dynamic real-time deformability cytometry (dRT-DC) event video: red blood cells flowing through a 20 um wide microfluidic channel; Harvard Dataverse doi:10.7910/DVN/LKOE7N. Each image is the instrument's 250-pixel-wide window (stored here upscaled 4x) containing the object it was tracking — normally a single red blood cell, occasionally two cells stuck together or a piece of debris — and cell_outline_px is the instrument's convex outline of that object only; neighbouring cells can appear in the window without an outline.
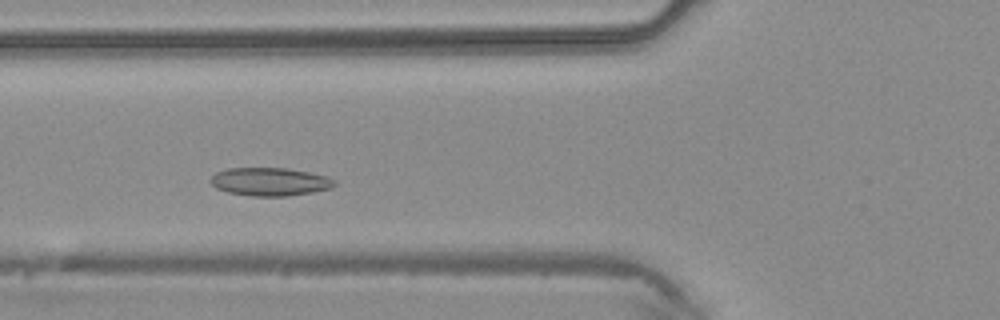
{"species": "common noctule bat (a hibernating species)", "species_latin": "Nyctalus noctula", "temperature_condition": "warm", "stored_images_in_passage": 4, "camera_frame_rate_fps": 3000, "um_per_image_px": 0.085, "animal": {"sex": "male", "body_mass_g": 20.4}, "frame": {"image": 1, "passage_image": 4, "time_ms": 1.0, "image_size_px": [1000, 320], "cell_outline_px": [[336, 184], [332, 188], [312, 192], [288, 196], [252, 196], [228, 192], [216, 188], [208, 180], [216, 172], [228, 168], [288, 168], [328, 176], [336, 180]], "centroid_in_image_um": [22.96, 15.44], "position_along_channel_um": 102.8, "area_um2": 20.46}}